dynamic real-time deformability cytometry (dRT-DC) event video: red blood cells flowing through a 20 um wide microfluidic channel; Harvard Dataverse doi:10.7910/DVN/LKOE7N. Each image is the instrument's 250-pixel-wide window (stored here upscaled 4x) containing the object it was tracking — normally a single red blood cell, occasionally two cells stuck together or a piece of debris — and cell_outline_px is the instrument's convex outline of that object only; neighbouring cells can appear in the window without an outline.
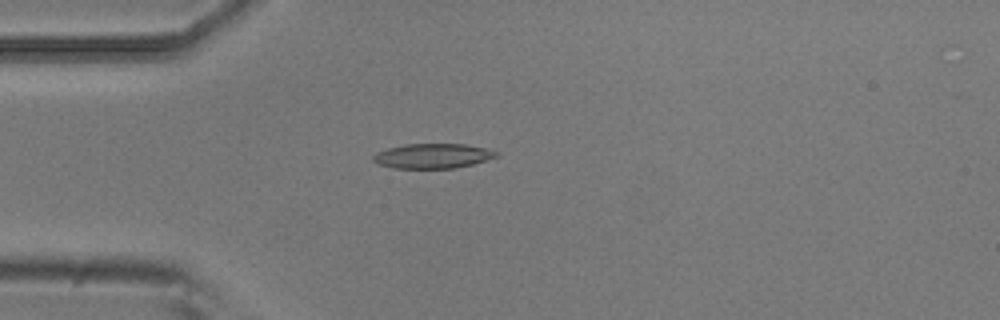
{"species": "common noctule bat (a hibernating species)", "species_latin": "Nyctalus noctula", "temperature_condition": "room temperature", "stored_images_in_passage": 4, "camera_frame_rate_fps": 3000, "um_per_image_px": 0.085, "animal": {"sex": "male", "body_mass_g": 20.5, "forearm_length_mm": 52.5}, "frame": {"image": 1, "passage_image": 3, "time_ms": 0.667, "image_size_px": [1000, 320], "cell_outline_px": [[500, 156], [472, 164], [452, 168], [392, 168], [376, 164], [372, 160], [372, 156], [376, 152], [388, 148], [404, 144], [464, 144], [484, 148], [500, 152]], "centroid_in_image_um": [36.75, 13.25], "position_along_channel_um": 48.2, "area_um2": 17.86}}